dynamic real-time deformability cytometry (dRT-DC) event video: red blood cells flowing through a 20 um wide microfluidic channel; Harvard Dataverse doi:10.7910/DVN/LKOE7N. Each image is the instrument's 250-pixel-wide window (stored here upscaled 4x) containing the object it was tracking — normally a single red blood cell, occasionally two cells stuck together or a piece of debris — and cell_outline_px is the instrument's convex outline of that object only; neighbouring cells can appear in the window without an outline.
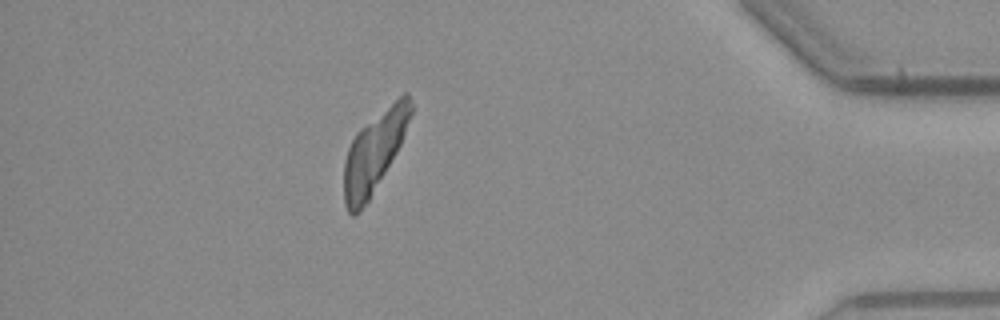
{"species": "common noctule bat (a hibernating species)", "species_latin": "Nyctalus noctula", "temperature_condition": "warm", "stored_images_in_passage": 54, "camera_frame_rate_fps": 3000, "um_per_image_px": 0.085, "animal": {"sex": "male", "body_mass_g": 23.1, "forearm_length_mm": 52.7}, "frame": {"image": 1, "passage_image": 48, "time_ms": 15.667, "image_size_px": [1000, 320], "cell_outline_px": [[412, 112], [400, 144], [396, 152], [368, 200], [360, 212], [352, 216], [348, 212], [344, 204], [344, 160], [348, 148], [356, 132], [360, 128], [404, 92], [408, 92], [412, 100]], "centroid_in_image_um": [31.79, 12.91], "position_along_channel_um": 403.4, "area_um2": 30.75}}